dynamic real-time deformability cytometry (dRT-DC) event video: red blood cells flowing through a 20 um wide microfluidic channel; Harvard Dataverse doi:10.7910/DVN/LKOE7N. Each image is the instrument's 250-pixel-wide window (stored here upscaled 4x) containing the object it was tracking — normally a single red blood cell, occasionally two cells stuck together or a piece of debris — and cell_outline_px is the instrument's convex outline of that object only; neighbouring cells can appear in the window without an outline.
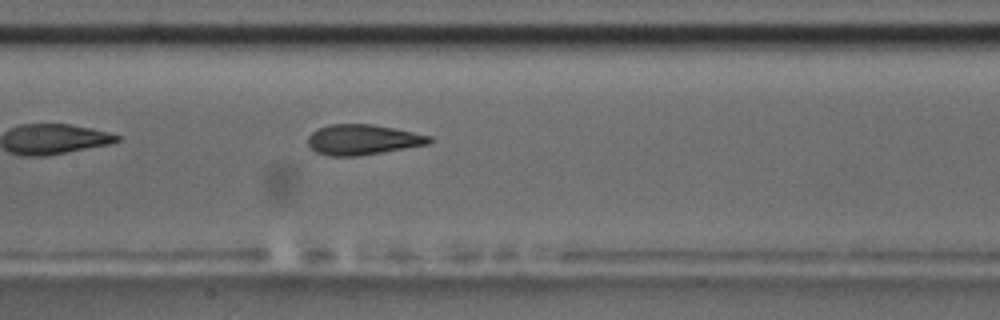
{"species": "common noctule bat (a hibernating species)", "species_latin": "Nyctalus noctula", "temperature_condition": "room temperature", "stored_images_in_passage": 20, "camera_frame_rate_fps": 3000, "um_per_image_px": 0.085, "animal": {"sex": "male", "body_mass_g": 17.5, "forearm_length_mm": 52.3}, "frame": {"image": 1, "passage_image": 9, "time_ms": 2.667, "image_size_px": [1000, 320], "cell_outline_px": [[436, 140], [428, 144], [360, 156], [328, 156], [316, 152], [308, 144], [308, 136], [312, 132], [320, 128], [332, 124], [372, 124], [432, 136]], "centroid_in_image_um": [30.85, 11.88], "position_along_channel_um": 176.5, "area_um2": 21.39}}